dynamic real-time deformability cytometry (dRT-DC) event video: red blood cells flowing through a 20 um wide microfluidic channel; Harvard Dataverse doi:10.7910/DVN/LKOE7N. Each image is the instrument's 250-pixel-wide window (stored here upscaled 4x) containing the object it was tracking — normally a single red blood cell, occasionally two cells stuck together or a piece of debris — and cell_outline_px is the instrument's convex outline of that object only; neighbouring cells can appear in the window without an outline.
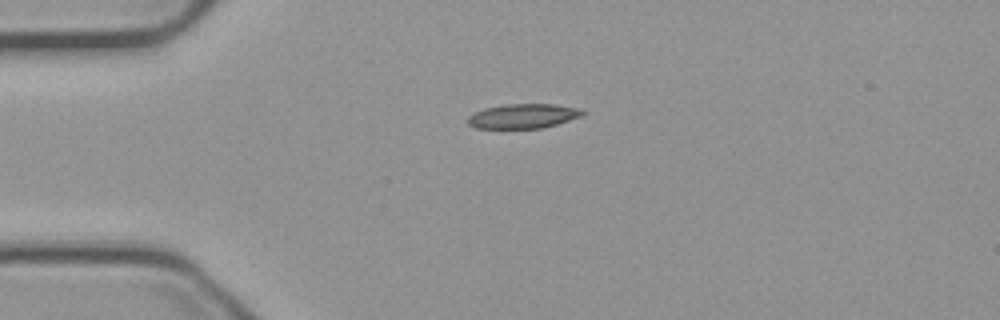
{"species": "common noctule bat (a hibernating species)", "species_latin": "Nyctalus noctula", "temperature_condition": "cold", "stored_images_in_passage": 43, "camera_frame_rate_fps": 3000, "um_per_image_px": 0.085, "animal": {"sex": "male", "body_mass_g": 23.1, "forearm_length_mm": 52.7}, "frame": {"image": 1, "passage_image": 1, "time_ms": 0.0, "image_size_px": [1000, 320], "cell_outline_px": [[588, 112], [584, 116], [556, 124], [540, 128], [476, 128], [468, 124], [468, 116], [472, 112], [484, 108], [508, 104], [552, 104], [576, 108]], "centroid_in_image_um": [44.46, 9.86], "position_along_channel_um": 40.5, "area_um2": 16.42}}
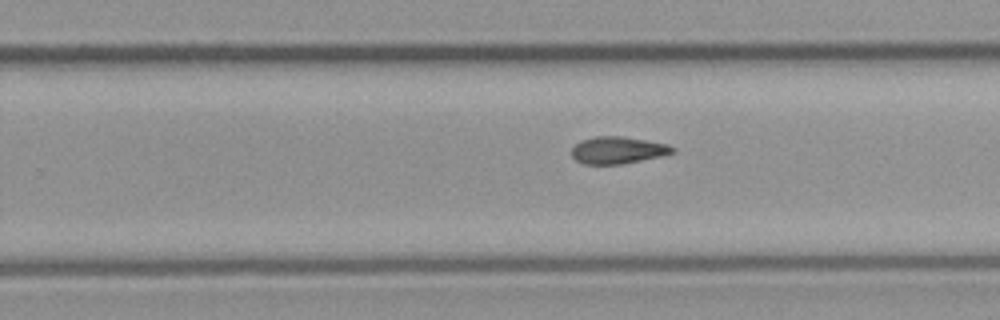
{"frame": {"image": 2, "passage_image": 22, "time_ms": 7.0, "image_size_px": [1000, 320], "cell_outline_px": [[676, 152], [660, 156], [620, 164], [584, 164], [576, 160], [572, 156], [572, 148], [580, 140], [596, 136], [624, 136], [668, 144], [676, 148]], "centroid_in_image_um": [52.52, 12.75], "position_along_channel_um": 277.3, "area_um2": 15.9}}
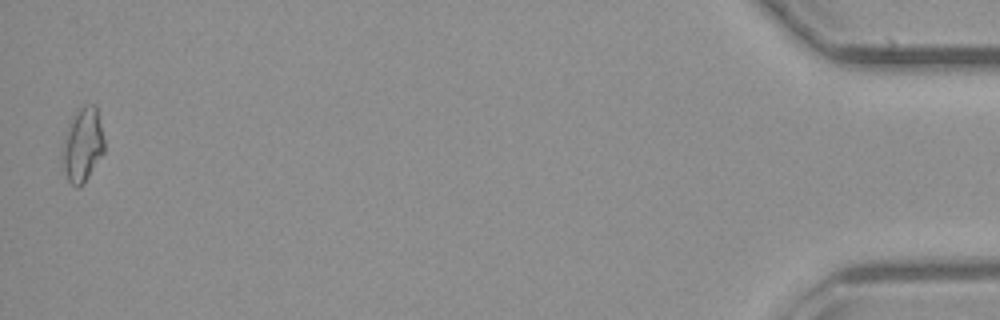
{"frame": {"image": 3, "passage_image": 42, "time_ms": 13.667, "image_size_px": [1000, 320], "cell_outline_px": [[104, 152], [84, 184], [76, 188], [68, 180], [64, 168], [64, 140], [68, 124], [76, 108], [84, 104], [96, 104], [104, 140]], "centroid_in_image_um": [7.05, 12.26], "position_along_channel_um": 428.2, "area_um2": 17.98}, "authors_computed_cell_mechanics": {"area_um2": 16.0684, "velocity_mm_per_s": 3.7477, "shape_relaxation_time_tau1_ms": null, "shape_relaxation_time_tau2_ms": 4.9357, "deformation_change_tau1": null, "deformation_change_tau2": 0.1146}}